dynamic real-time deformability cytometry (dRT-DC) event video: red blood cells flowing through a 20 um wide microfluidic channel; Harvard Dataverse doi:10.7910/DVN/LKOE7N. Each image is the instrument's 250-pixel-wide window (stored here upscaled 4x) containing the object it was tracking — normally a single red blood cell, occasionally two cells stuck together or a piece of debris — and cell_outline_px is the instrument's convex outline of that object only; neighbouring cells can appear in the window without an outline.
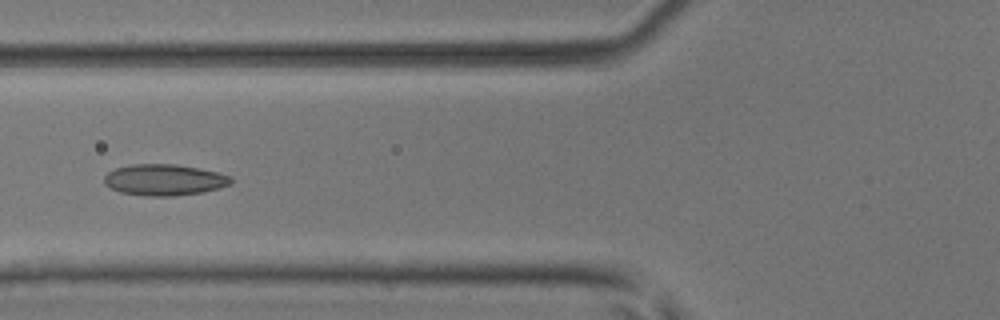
{"species": "common noctule bat (a hibernating species)", "species_latin": "Nyctalus noctula", "temperature_condition": "room temperature", "stored_images_in_passage": 5, "camera_frame_rate_fps": 3000, "um_per_image_px": 0.085, "animal": {"sex": "male", "body_mass_g": 17.9, "forearm_length_mm": 54.2}, "frame": {"image": 1, "passage_image": 4, "time_ms": 1.0, "image_size_px": [1000, 320], "cell_outline_px": [[232, 180], [228, 184], [204, 192], [176, 196], [144, 196], [120, 192], [104, 184], [104, 176], [108, 172], [116, 168], [132, 164], [176, 164], [216, 172], [232, 176]], "centroid_in_image_um": [13.93, 15.29], "position_along_channel_um": 111.9, "area_um2": 22.95}}
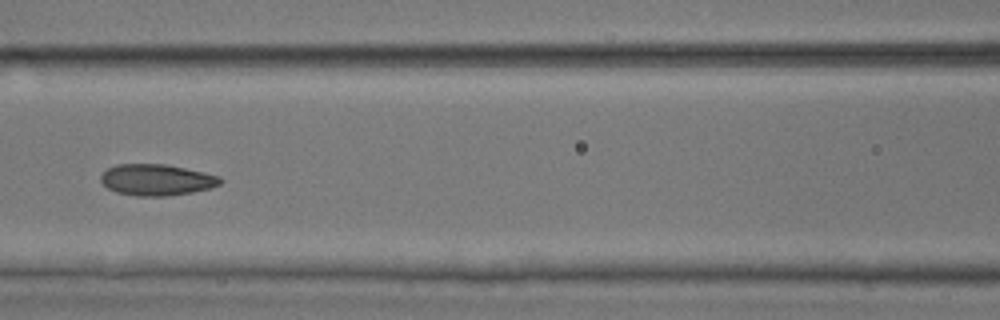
{"frame": {"image": 2, "passage_image": 5, "time_ms": 1.333, "image_size_px": [1000, 320], "cell_outline_px": [[224, 180], [220, 184], [208, 188], [192, 192], [164, 196], [136, 196], [116, 192], [108, 188], [100, 180], [100, 176], [108, 168], [116, 164], [168, 164], [204, 172], [220, 176]], "centroid_in_image_um": [13.32, 15.28], "position_along_channel_um": 153.3, "area_um2": 21.79}}